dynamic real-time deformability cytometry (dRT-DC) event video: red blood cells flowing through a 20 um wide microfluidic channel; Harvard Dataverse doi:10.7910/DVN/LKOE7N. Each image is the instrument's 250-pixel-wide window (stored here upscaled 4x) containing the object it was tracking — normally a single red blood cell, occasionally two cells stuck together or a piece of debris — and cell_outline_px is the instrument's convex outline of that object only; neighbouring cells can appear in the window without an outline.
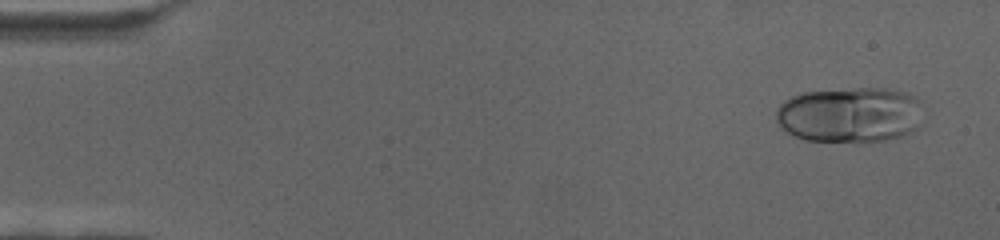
{"species": "human", "species_latin": "Homo sapiens", "temperature_condition": "cold", "stored_images_in_passage": 68, "camera_frame_rate_fps": 3000, "um_per_image_px": 0.085, "donor": {"sex": "female"}, "frame": {"image": 1, "passage_image": 4, "time_ms": 1.0, "image_size_px": [1000, 240], "cell_outline_px": [[916, 128], [900, 136], [884, 140], [804, 140], [784, 132], [776, 120], [776, 112], [780, 104], [784, 100], [800, 92], [856, 88], [888, 88], [904, 92], [916, 96]], "centroid_in_image_um": [72.11, 9.73], "position_along_channel_um": 12.9, "area_um2": 46.59}}
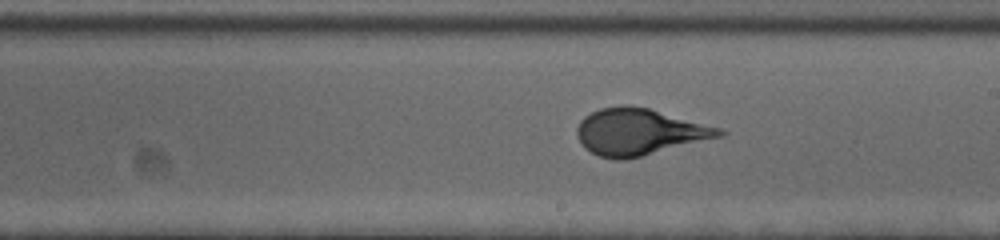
{"frame": {"image": 2, "passage_image": 39, "time_ms": 12.667, "image_size_px": [1000, 240], "cell_outline_px": [[728, 132], [724, 136], [624, 160], [616, 160], [600, 156], [584, 148], [576, 132], [576, 128], [580, 120], [584, 116], [600, 108], [620, 104], [624, 104], [648, 108], [720, 128]], "centroid_in_image_um": [54.32, 11.2], "position_along_channel_um": 234.7, "area_um2": 38.44}}
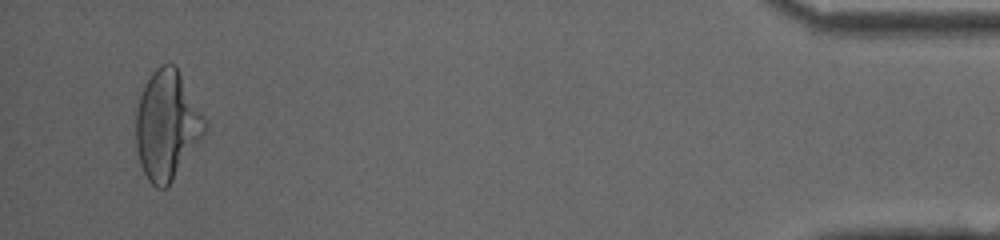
{"frame": {"image": 3, "passage_image": 65, "time_ms": 21.333, "image_size_px": [1000, 240], "cell_outline_px": [[204, 136], [172, 180], [164, 188], [156, 188], [148, 180], [140, 164], [136, 148], [136, 108], [144, 84], [152, 72], [160, 64], [176, 64], [204, 120]], "centroid_in_image_um": [14.15, 10.63], "position_along_channel_um": 421.1, "area_um2": 43.12}}